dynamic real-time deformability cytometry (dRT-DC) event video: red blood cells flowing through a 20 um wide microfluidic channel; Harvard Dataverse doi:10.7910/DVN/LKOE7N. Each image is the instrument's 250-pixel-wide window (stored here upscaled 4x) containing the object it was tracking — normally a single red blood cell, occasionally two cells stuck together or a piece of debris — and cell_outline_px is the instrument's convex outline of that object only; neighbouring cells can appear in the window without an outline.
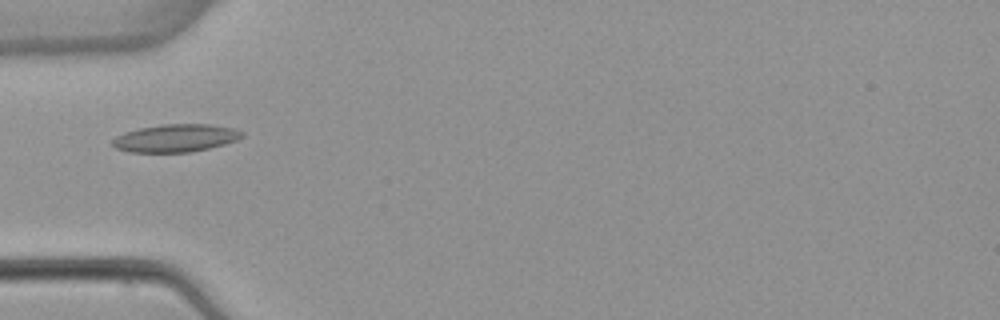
{"species": "common noctule bat (a hibernating species)", "species_latin": "Nyctalus noctula", "temperature_condition": "warm", "stored_images_in_passage": 7, "camera_frame_rate_fps": 3000, "um_per_image_px": 0.085, "animal": {"sex": "female", "body_mass_g": 22.7, "forearm_length_mm": 54.2}, "frame": {"image": 1, "passage_image": 5, "time_ms": 5.0, "image_size_px": [1000, 320], "cell_outline_px": [[244, 136], [236, 140], [224, 144], [208, 148], [188, 152], [128, 152], [116, 148], [112, 144], [112, 140], [116, 136], [124, 132], [140, 128], [160, 124], [208, 124], [232, 128], [244, 132]], "centroid_in_image_um": [14.91, 11.73], "position_along_channel_um": 70.1, "area_um2": 20.87}}
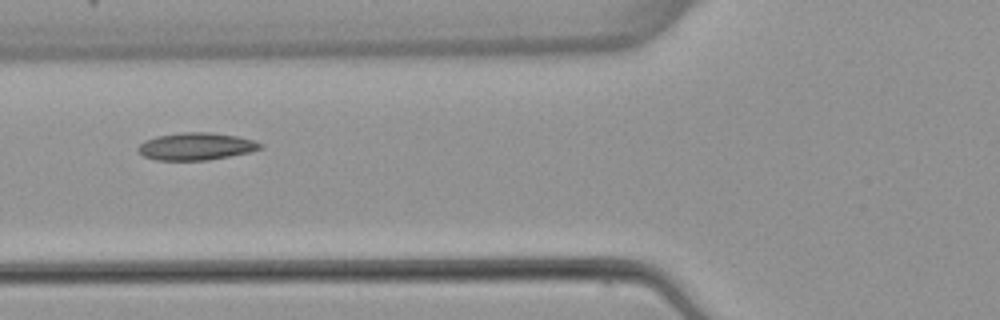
{"frame": {"image": 2, "passage_image": 6, "time_ms": 6.0, "image_size_px": [1000, 320], "cell_outline_px": [[264, 148], [252, 152], [208, 160], [156, 160], [144, 156], [136, 148], [144, 140], [156, 136], [184, 132], [208, 132], [236, 136], [256, 140], [264, 144]], "centroid_in_image_um": [16.72, 12.44], "position_along_channel_um": 109.1, "area_um2": 19.65}}
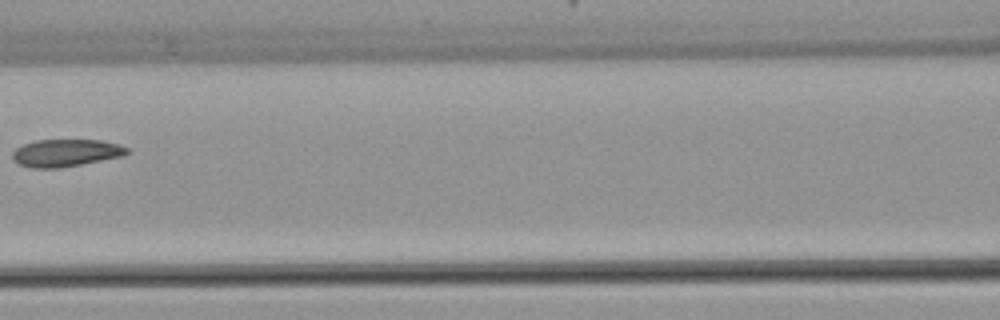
{"frame": {"image": 3, "passage_image": 7, "time_ms": 7.333, "image_size_px": [1000, 320], "cell_outline_px": [[128, 152], [124, 156], [60, 168], [32, 168], [20, 164], [12, 160], [12, 152], [16, 148], [24, 144], [36, 140], [100, 140], [116, 144], [128, 148]], "centroid_in_image_um": [5.57, 13.0], "position_along_channel_um": 161.0, "area_um2": 18.21}}